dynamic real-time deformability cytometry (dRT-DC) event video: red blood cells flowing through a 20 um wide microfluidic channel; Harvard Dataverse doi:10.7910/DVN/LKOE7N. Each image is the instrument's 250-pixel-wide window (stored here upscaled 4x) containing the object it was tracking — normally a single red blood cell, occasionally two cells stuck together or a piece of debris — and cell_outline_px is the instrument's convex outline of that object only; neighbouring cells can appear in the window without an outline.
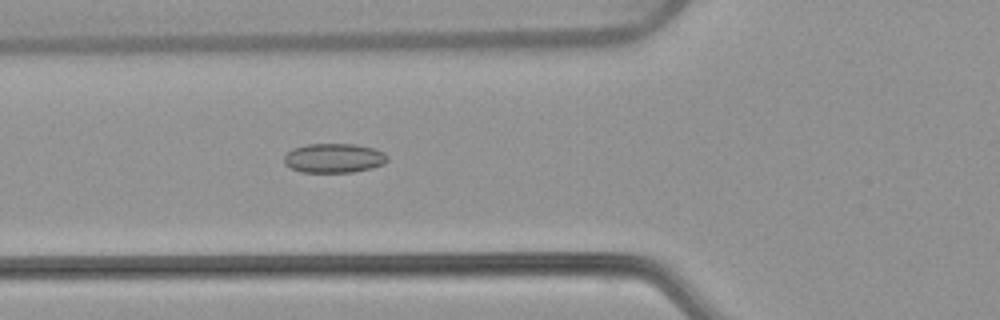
{"species": "common noctule bat (a hibernating species)", "species_latin": "Nyctalus noctula", "temperature_condition": "warm", "stored_images_in_passage": 54, "camera_frame_rate_fps": 3000, "um_per_image_px": 0.085, "animal": {"sex": "female", "body_mass_g": 22.7, "forearm_length_mm": 54.2}, "frame": {"image": 1, "passage_image": 20, "time_ms": 6.333, "image_size_px": [1000, 320], "cell_outline_px": [[388, 160], [384, 164], [372, 168], [352, 172], [300, 172], [284, 164], [284, 156], [292, 148], [308, 144], [352, 144], [372, 148], [384, 152], [388, 156]], "centroid_in_image_um": [28.38, 13.44], "position_along_channel_um": 97.4, "area_um2": 17.69}}
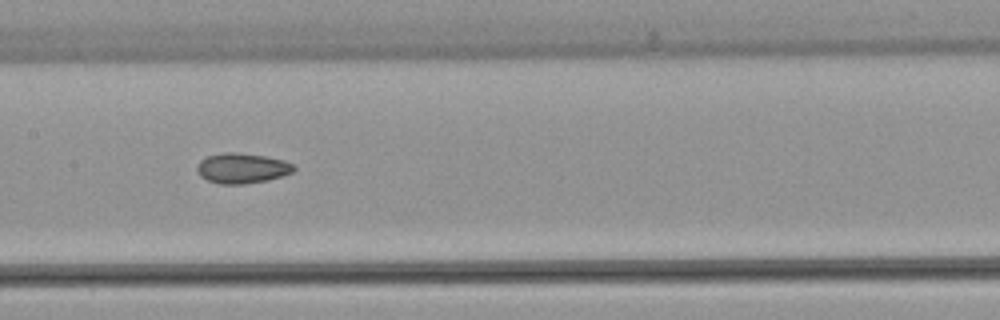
{"frame": {"image": 2, "passage_image": 27, "time_ms": 8.667, "image_size_px": [1000, 320], "cell_outline_px": [[296, 168], [292, 172], [268, 180], [244, 184], [220, 184], [208, 180], [200, 176], [196, 168], [200, 160], [208, 156], [224, 152], [236, 152], [264, 156], [284, 160], [292, 164]], "centroid_in_image_um": [20.56, 14.3], "position_along_channel_um": 186.8, "area_um2": 16.94}}
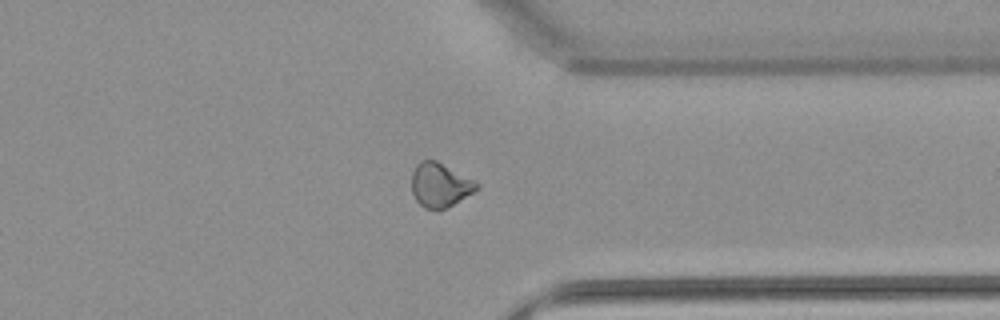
{"frame": {"image": 3, "passage_image": 42, "time_ms": 13.667, "image_size_px": [1000, 320], "cell_outline_px": [[480, 188], [452, 204], [444, 208], [424, 208], [416, 200], [412, 192], [412, 172], [416, 164], [420, 160], [436, 160], [476, 180], [480, 184]], "centroid_in_image_um": [37.41, 15.69], "position_along_channel_um": 374.0, "area_um2": 16.65}, "authors_computed_cell_mechanics": {"area_um2": 17.7446, "velocity_mm_per_s": 3.8098, "shape_relaxation_time_tau1_ms": null, "shape_relaxation_time_tau2_ms": 5.0862, "deformation_change_tau1": null, "deformation_change_tau2": 0.096}}